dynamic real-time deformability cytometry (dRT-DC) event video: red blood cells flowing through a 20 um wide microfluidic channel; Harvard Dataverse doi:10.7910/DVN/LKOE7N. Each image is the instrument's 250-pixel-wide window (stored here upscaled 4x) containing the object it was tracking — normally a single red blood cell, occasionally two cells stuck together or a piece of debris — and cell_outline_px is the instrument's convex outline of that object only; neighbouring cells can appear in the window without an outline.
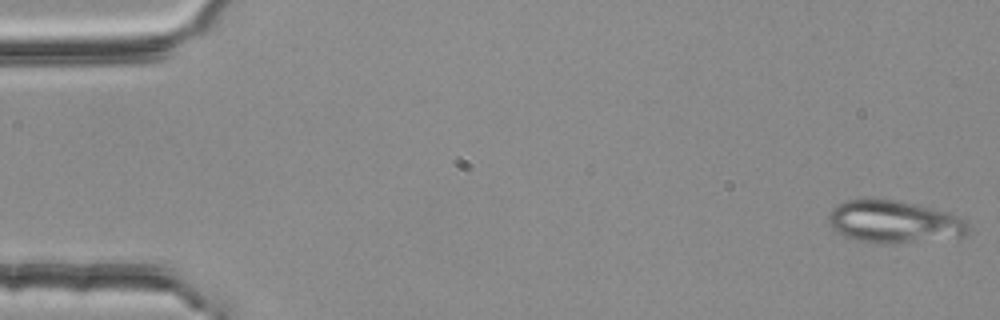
{"species": "common noctule bat (a hibernating species)", "species_latin": "Nyctalus noctula", "temperature_condition": "room temperature", "stored_images_in_passage": 4, "camera_frame_rate_fps": 3000, "um_per_image_px": 0.085, "animal": {"sex": "female", "body_mass_g": 25.1}, "frame": {"image": 1, "passage_image": 1, "time_ms": 0.0, "image_size_px": [1000, 320], "cell_outline_px": [[968, 232], [964, 236], [912, 240], [856, 240], [844, 236], [832, 228], [828, 220], [828, 216], [832, 208], [844, 200], [896, 200], [932, 208], [948, 212], [968, 220]], "centroid_in_image_um": [75.99, 18.8], "position_along_channel_um": 9.0, "area_um2": 33.0}}